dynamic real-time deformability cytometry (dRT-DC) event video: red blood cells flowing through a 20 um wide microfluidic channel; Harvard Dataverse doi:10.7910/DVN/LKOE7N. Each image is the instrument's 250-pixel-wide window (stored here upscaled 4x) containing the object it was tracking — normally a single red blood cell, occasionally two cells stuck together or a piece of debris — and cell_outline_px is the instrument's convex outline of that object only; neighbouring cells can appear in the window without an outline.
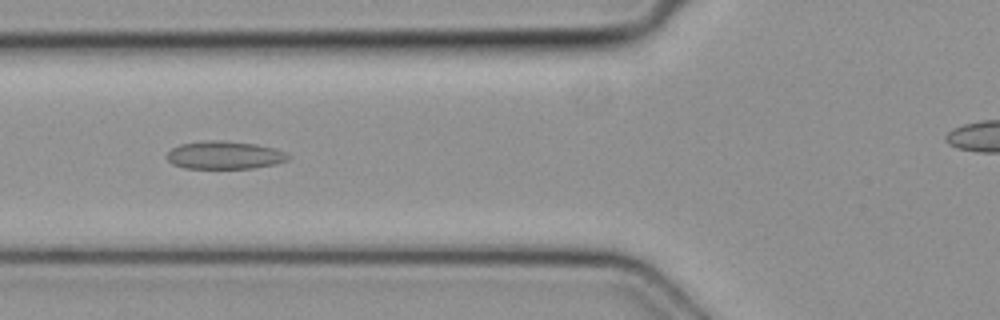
{"species": "common noctule bat (a hibernating species)", "species_latin": "Nyctalus noctula", "temperature_condition": "cold", "stored_images_in_passage": 34, "camera_frame_rate_fps": 3000, "um_per_image_px": 0.085, "animal": {"sex": "female", "body_mass_g": 19.3, "forearm_length_mm": 54.1}, "frame": {"image": 1, "passage_image": 9, "time_ms": 2.667, "image_size_px": [1000, 320], "cell_outline_px": [[288, 160], [276, 164], [252, 168], [184, 168], [172, 164], [168, 160], [168, 152], [172, 148], [180, 144], [208, 140], [216, 140], [256, 144], [272, 148], [284, 152], [288, 156]], "centroid_in_image_um": [19.06, 13.19], "position_along_channel_um": 106.7, "area_um2": 19.48}}
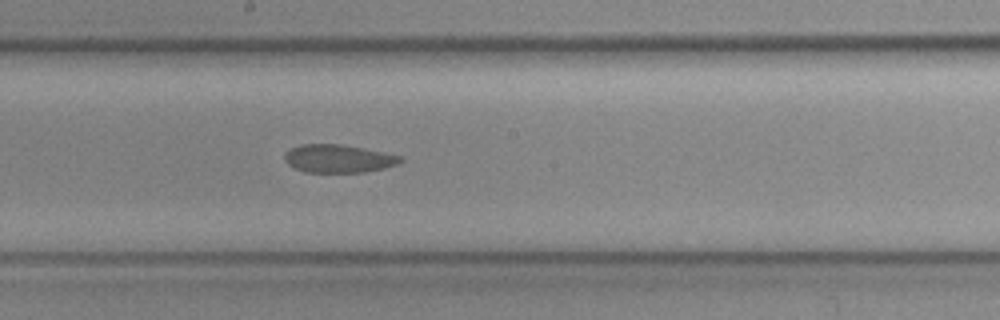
{"frame": {"image": 2, "passage_image": 17, "time_ms": 5.333, "image_size_px": [1000, 320], "cell_outline_px": [[404, 160], [396, 164], [384, 168], [364, 172], [304, 172], [288, 164], [284, 160], [284, 152], [300, 144], [340, 144], [400, 156]], "centroid_in_image_um": [28.7, 13.48], "position_along_channel_um": 219.5, "area_um2": 18.67}}
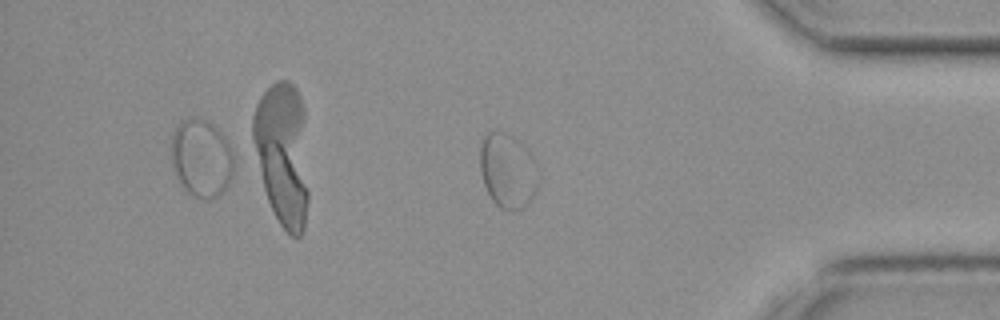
{"frame": {"image": 3, "passage_image": 31, "time_ms": 10.0, "image_size_px": [1000, 320], "cell_outline_px": [[540, 180], [536, 192], [528, 204], [524, 208], [512, 212], [500, 208], [492, 200], [484, 184], [480, 172], [480, 144], [484, 136], [488, 132], [504, 132], [520, 140], [532, 152], [540, 176]], "centroid_in_image_um": [43.2, 14.53], "position_along_channel_um": 392.0, "area_um2": 26.18}}